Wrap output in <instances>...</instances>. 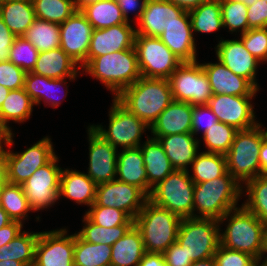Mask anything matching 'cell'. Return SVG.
Wrapping results in <instances>:
<instances>
[{
  "instance_id": "cell-1",
  "label": "cell",
  "mask_w": 267,
  "mask_h": 266,
  "mask_svg": "<svg viewBox=\"0 0 267 266\" xmlns=\"http://www.w3.org/2000/svg\"><path fill=\"white\" fill-rule=\"evenodd\" d=\"M116 99L149 127L174 101L169 80L142 76L125 88Z\"/></svg>"
},
{
  "instance_id": "cell-2",
  "label": "cell",
  "mask_w": 267,
  "mask_h": 266,
  "mask_svg": "<svg viewBox=\"0 0 267 266\" xmlns=\"http://www.w3.org/2000/svg\"><path fill=\"white\" fill-rule=\"evenodd\" d=\"M225 219H228V225L223 233H219L220 245L248 253L257 260L262 258L266 226L243 205L227 212L218 222L223 223Z\"/></svg>"
},
{
  "instance_id": "cell-3",
  "label": "cell",
  "mask_w": 267,
  "mask_h": 266,
  "mask_svg": "<svg viewBox=\"0 0 267 266\" xmlns=\"http://www.w3.org/2000/svg\"><path fill=\"white\" fill-rule=\"evenodd\" d=\"M242 186L228 171L219 178L195 184L193 218L221 219L227 212L237 208ZM195 210L200 215H196Z\"/></svg>"
},
{
  "instance_id": "cell-4",
  "label": "cell",
  "mask_w": 267,
  "mask_h": 266,
  "mask_svg": "<svg viewBox=\"0 0 267 266\" xmlns=\"http://www.w3.org/2000/svg\"><path fill=\"white\" fill-rule=\"evenodd\" d=\"M82 70L114 92L115 98L141 77L134 47L94 57Z\"/></svg>"
},
{
  "instance_id": "cell-5",
  "label": "cell",
  "mask_w": 267,
  "mask_h": 266,
  "mask_svg": "<svg viewBox=\"0 0 267 266\" xmlns=\"http://www.w3.org/2000/svg\"><path fill=\"white\" fill-rule=\"evenodd\" d=\"M181 220L176 214L147 200L134 219L145 252L163 253L176 242Z\"/></svg>"
},
{
  "instance_id": "cell-6",
  "label": "cell",
  "mask_w": 267,
  "mask_h": 266,
  "mask_svg": "<svg viewBox=\"0 0 267 266\" xmlns=\"http://www.w3.org/2000/svg\"><path fill=\"white\" fill-rule=\"evenodd\" d=\"M267 129L262 124L247 130H239L230 150L225 154L227 171L241 185L260 176L259 155Z\"/></svg>"
},
{
  "instance_id": "cell-7",
  "label": "cell",
  "mask_w": 267,
  "mask_h": 266,
  "mask_svg": "<svg viewBox=\"0 0 267 266\" xmlns=\"http://www.w3.org/2000/svg\"><path fill=\"white\" fill-rule=\"evenodd\" d=\"M194 187L189 170H174L152 188L148 200L181 219L193 218Z\"/></svg>"
},
{
  "instance_id": "cell-8",
  "label": "cell",
  "mask_w": 267,
  "mask_h": 266,
  "mask_svg": "<svg viewBox=\"0 0 267 266\" xmlns=\"http://www.w3.org/2000/svg\"><path fill=\"white\" fill-rule=\"evenodd\" d=\"M219 225L215 219H182L177 242L193 262L212 258L220 244Z\"/></svg>"
},
{
  "instance_id": "cell-9",
  "label": "cell",
  "mask_w": 267,
  "mask_h": 266,
  "mask_svg": "<svg viewBox=\"0 0 267 266\" xmlns=\"http://www.w3.org/2000/svg\"><path fill=\"white\" fill-rule=\"evenodd\" d=\"M169 83L174 101L191 105H207L213 92L207 75L197 61L182 62L170 75Z\"/></svg>"
},
{
  "instance_id": "cell-10",
  "label": "cell",
  "mask_w": 267,
  "mask_h": 266,
  "mask_svg": "<svg viewBox=\"0 0 267 266\" xmlns=\"http://www.w3.org/2000/svg\"><path fill=\"white\" fill-rule=\"evenodd\" d=\"M91 126L116 149L119 146L123 149L141 146L142 133L145 132V129H150L143 120L131 113L115 97L109 111L108 130L104 129L102 125Z\"/></svg>"
},
{
  "instance_id": "cell-11",
  "label": "cell",
  "mask_w": 267,
  "mask_h": 266,
  "mask_svg": "<svg viewBox=\"0 0 267 266\" xmlns=\"http://www.w3.org/2000/svg\"><path fill=\"white\" fill-rule=\"evenodd\" d=\"M134 48L142 77L168 80L182 63L158 37L136 34Z\"/></svg>"
},
{
  "instance_id": "cell-12",
  "label": "cell",
  "mask_w": 267,
  "mask_h": 266,
  "mask_svg": "<svg viewBox=\"0 0 267 266\" xmlns=\"http://www.w3.org/2000/svg\"><path fill=\"white\" fill-rule=\"evenodd\" d=\"M57 155L46 165L37 169L22 184L24 195L33 211L45 209L55 204L59 197L62 169L56 164Z\"/></svg>"
},
{
  "instance_id": "cell-13",
  "label": "cell",
  "mask_w": 267,
  "mask_h": 266,
  "mask_svg": "<svg viewBox=\"0 0 267 266\" xmlns=\"http://www.w3.org/2000/svg\"><path fill=\"white\" fill-rule=\"evenodd\" d=\"M56 156L51 139L44 137L21 153L7 151L8 182L22 185Z\"/></svg>"
},
{
  "instance_id": "cell-14",
  "label": "cell",
  "mask_w": 267,
  "mask_h": 266,
  "mask_svg": "<svg viewBox=\"0 0 267 266\" xmlns=\"http://www.w3.org/2000/svg\"><path fill=\"white\" fill-rule=\"evenodd\" d=\"M66 229L39 233L34 266H74L75 234Z\"/></svg>"
},
{
  "instance_id": "cell-15",
  "label": "cell",
  "mask_w": 267,
  "mask_h": 266,
  "mask_svg": "<svg viewBox=\"0 0 267 266\" xmlns=\"http://www.w3.org/2000/svg\"><path fill=\"white\" fill-rule=\"evenodd\" d=\"M147 200L148 196L140 188L114 179L97 185L92 206L114 207L135 219Z\"/></svg>"
},
{
  "instance_id": "cell-16",
  "label": "cell",
  "mask_w": 267,
  "mask_h": 266,
  "mask_svg": "<svg viewBox=\"0 0 267 266\" xmlns=\"http://www.w3.org/2000/svg\"><path fill=\"white\" fill-rule=\"evenodd\" d=\"M92 31V25L80 10L60 24V48L77 64L79 63L81 68L88 63Z\"/></svg>"
},
{
  "instance_id": "cell-17",
  "label": "cell",
  "mask_w": 267,
  "mask_h": 266,
  "mask_svg": "<svg viewBox=\"0 0 267 266\" xmlns=\"http://www.w3.org/2000/svg\"><path fill=\"white\" fill-rule=\"evenodd\" d=\"M254 96L213 95L207 106L218 121L233 126L238 131L255 127V112L251 100Z\"/></svg>"
},
{
  "instance_id": "cell-18",
  "label": "cell",
  "mask_w": 267,
  "mask_h": 266,
  "mask_svg": "<svg viewBox=\"0 0 267 266\" xmlns=\"http://www.w3.org/2000/svg\"><path fill=\"white\" fill-rule=\"evenodd\" d=\"M89 168L87 176L97 185L116 179L117 149L100 136L92 126L88 128Z\"/></svg>"
},
{
  "instance_id": "cell-19",
  "label": "cell",
  "mask_w": 267,
  "mask_h": 266,
  "mask_svg": "<svg viewBox=\"0 0 267 266\" xmlns=\"http://www.w3.org/2000/svg\"><path fill=\"white\" fill-rule=\"evenodd\" d=\"M185 10L167 0H147L145 10L137 22V35L160 37L163 31L173 23H181V14Z\"/></svg>"
},
{
  "instance_id": "cell-20",
  "label": "cell",
  "mask_w": 267,
  "mask_h": 266,
  "mask_svg": "<svg viewBox=\"0 0 267 266\" xmlns=\"http://www.w3.org/2000/svg\"><path fill=\"white\" fill-rule=\"evenodd\" d=\"M218 60L234 74L247 79L256 89V69L260 63L245 48L241 40H220L216 46Z\"/></svg>"
},
{
  "instance_id": "cell-21",
  "label": "cell",
  "mask_w": 267,
  "mask_h": 266,
  "mask_svg": "<svg viewBox=\"0 0 267 266\" xmlns=\"http://www.w3.org/2000/svg\"><path fill=\"white\" fill-rule=\"evenodd\" d=\"M130 24H119L102 29H93L88 50V62L103 56L134 47L136 29Z\"/></svg>"
},
{
  "instance_id": "cell-22",
  "label": "cell",
  "mask_w": 267,
  "mask_h": 266,
  "mask_svg": "<svg viewBox=\"0 0 267 266\" xmlns=\"http://www.w3.org/2000/svg\"><path fill=\"white\" fill-rule=\"evenodd\" d=\"M202 67L209 80L213 95L255 96L256 89L247 79L234 74L219 60Z\"/></svg>"
},
{
  "instance_id": "cell-23",
  "label": "cell",
  "mask_w": 267,
  "mask_h": 266,
  "mask_svg": "<svg viewBox=\"0 0 267 266\" xmlns=\"http://www.w3.org/2000/svg\"><path fill=\"white\" fill-rule=\"evenodd\" d=\"M159 39L180 61H197L195 38L193 37L190 16L187 10L181 14V23H173L168 26Z\"/></svg>"
},
{
  "instance_id": "cell-24",
  "label": "cell",
  "mask_w": 267,
  "mask_h": 266,
  "mask_svg": "<svg viewBox=\"0 0 267 266\" xmlns=\"http://www.w3.org/2000/svg\"><path fill=\"white\" fill-rule=\"evenodd\" d=\"M193 105L172 101L150 127L153 138L166 135L192 133Z\"/></svg>"
},
{
  "instance_id": "cell-25",
  "label": "cell",
  "mask_w": 267,
  "mask_h": 266,
  "mask_svg": "<svg viewBox=\"0 0 267 266\" xmlns=\"http://www.w3.org/2000/svg\"><path fill=\"white\" fill-rule=\"evenodd\" d=\"M117 180L140 188L149 196L152 188L148 185L142 150L139 147L123 149L117 154Z\"/></svg>"
},
{
  "instance_id": "cell-26",
  "label": "cell",
  "mask_w": 267,
  "mask_h": 266,
  "mask_svg": "<svg viewBox=\"0 0 267 266\" xmlns=\"http://www.w3.org/2000/svg\"><path fill=\"white\" fill-rule=\"evenodd\" d=\"M158 141L174 169L188 171L187 165L194 161L200 140L195 139L192 133H182L162 136Z\"/></svg>"
},
{
  "instance_id": "cell-27",
  "label": "cell",
  "mask_w": 267,
  "mask_h": 266,
  "mask_svg": "<svg viewBox=\"0 0 267 266\" xmlns=\"http://www.w3.org/2000/svg\"><path fill=\"white\" fill-rule=\"evenodd\" d=\"M68 56L60 47L47 52H39L33 73L52 79L76 78L81 66Z\"/></svg>"
},
{
  "instance_id": "cell-28",
  "label": "cell",
  "mask_w": 267,
  "mask_h": 266,
  "mask_svg": "<svg viewBox=\"0 0 267 266\" xmlns=\"http://www.w3.org/2000/svg\"><path fill=\"white\" fill-rule=\"evenodd\" d=\"M97 184L87 173L65 169L61 171L59 197L76 201L77 204L92 206L95 203Z\"/></svg>"
},
{
  "instance_id": "cell-29",
  "label": "cell",
  "mask_w": 267,
  "mask_h": 266,
  "mask_svg": "<svg viewBox=\"0 0 267 266\" xmlns=\"http://www.w3.org/2000/svg\"><path fill=\"white\" fill-rule=\"evenodd\" d=\"M143 144L140 148L143 154L148 185L153 188L175 169L158 139L147 137V141Z\"/></svg>"
},
{
  "instance_id": "cell-30",
  "label": "cell",
  "mask_w": 267,
  "mask_h": 266,
  "mask_svg": "<svg viewBox=\"0 0 267 266\" xmlns=\"http://www.w3.org/2000/svg\"><path fill=\"white\" fill-rule=\"evenodd\" d=\"M111 247V266H139L145 254L141 233L135 225Z\"/></svg>"
},
{
  "instance_id": "cell-31",
  "label": "cell",
  "mask_w": 267,
  "mask_h": 266,
  "mask_svg": "<svg viewBox=\"0 0 267 266\" xmlns=\"http://www.w3.org/2000/svg\"><path fill=\"white\" fill-rule=\"evenodd\" d=\"M0 17L16 37H21L36 19L33 2L12 0L0 3Z\"/></svg>"
},
{
  "instance_id": "cell-32",
  "label": "cell",
  "mask_w": 267,
  "mask_h": 266,
  "mask_svg": "<svg viewBox=\"0 0 267 266\" xmlns=\"http://www.w3.org/2000/svg\"><path fill=\"white\" fill-rule=\"evenodd\" d=\"M34 105V102L24 88L10 90L0 108L1 126L12 133L11 127H9L7 123H9L10 120L21 123L29 119Z\"/></svg>"
},
{
  "instance_id": "cell-33",
  "label": "cell",
  "mask_w": 267,
  "mask_h": 266,
  "mask_svg": "<svg viewBox=\"0 0 267 266\" xmlns=\"http://www.w3.org/2000/svg\"><path fill=\"white\" fill-rule=\"evenodd\" d=\"M93 29H102L119 24H129L124 19L115 0H98L80 10Z\"/></svg>"
},
{
  "instance_id": "cell-34",
  "label": "cell",
  "mask_w": 267,
  "mask_h": 266,
  "mask_svg": "<svg viewBox=\"0 0 267 266\" xmlns=\"http://www.w3.org/2000/svg\"><path fill=\"white\" fill-rule=\"evenodd\" d=\"M191 165L190 178L195 184L219 178L227 172L226 156L220 153L198 152Z\"/></svg>"
},
{
  "instance_id": "cell-35",
  "label": "cell",
  "mask_w": 267,
  "mask_h": 266,
  "mask_svg": "<svg viewBox=\"0 0 267 266\" xmlns=\"http://www.w3.org/2000/svg\"><path fill=\"white\" fill-rule=\"evenodd\" d=\"M188 12L193 32L211 33L223 28L219 0H207Z\"/></svg>"
},
{
  "instance_id": "cell-36",
  "label": "cell",
  "mask_w": 267,
  "mask_h": 266,
  "mask_svg": "<svg viewBox=\"0 0 267 266\" xmlns=\"http://www.w3.org/2000/svg\"><path fill=\"white\" fill-rule=\"evenodd\" d=\"M112 247L82 240L75 233L74 266H111Z\"/></svg>"
},
{
  "instance_id": "cell-37",
  "label": "cell",
  "mask_w": 267,
  "mask_h": 266,
  "mask_svg": "<svg viewBox=\"0 0 267 266\" xmlns=\"http://www.w3.org/2000/svg\"><path fill=\"white\" fill-rule=\"evenodd\" d=\"M62 83L67 84L65 78L52 79L33 72H26L24 89L35 105H39L41 99H43L44 102L46 100L45 103H50L49 105L54 108L59 106L60 102L58 99L56 101V96L54 95V97L52 94L57 87L63 85Z\"/></svg>"
},
{
  "instance_id": "cell-38",
  "label": "cell",
  "mask_w": 267,
  "mask_h": 266,
  "mask_svg": "<svg viewBox=\"0 0 267 266\" xmlns=\"http://www.w3.org/2000/svg\"><path fill=\"white\" fill-rule=\"evenodd\" d=\"M23 37L39 52H47L60 47V24L35 19Z\"/></svg>"
},
{
  "instance_id": "cell-39",
  "label": "cell",
  "mask_w": 267,
  "mask_h": 266,
  "mask_svg": "<svg viewBox=\"0 0 267 266\" xmlns=\"http://www.w3.org/2000/svg\"><path fill=\"white\" fill-rule=\"evenodd\" d=\"M0 206L7 212L13 221L22 222L28 212L33 209L29 206L21 185L5 183L0 194ZM22 219V220H21Z\"/></svg>"
},
{
  "instance_id": "cell-40",
  "label": "cell",
  "mask_w": 267,
  "mask_h": 266,
  "mask_svg": "<svg viewBox=\"0 0 267 266\" xmlns=\"http://www.w3.org/2000/svg\"><path fill=\"white\" fill-rule=\"evenodd\" d=\"M248 199L242 204L267 226V178L257 176L245 183Z\"/></svg>"
},
{
  "instance_id": "cell-41",
  "label": "cell",
  "mask_w": 267,
  "mask_h": 266,
  "mask_svg": "<svg viewBox=\"0 0 267 266\" xmlns=\"http://www.w3.org/2000/svg\"><path fill=\"white\" fill-rule=\"evenodd\" d=\"M85 226L76 233L82 240L93 244H107L112 246L117 242L133 225H119L104 227L91 222L85 215L83 218Z\"/></svg>"
},
{
  "instance_id": "cell-42",
  "label": "cell",
  "mask_w": 267,
  "mask_h": 266,
  "mask_svg": "<svg viewBox=\"0 0 267 266\" xmlns=\"http://www.w3.org/2000/svg\"><path fill=\"white\" fill-rule=\"evenodd\" d=\"M35 17L62 24L77 11L74 0H32Z\"/></svg>"
},
{
  "instance_id": "cell-43",
  "label": "cell",
  "mask_w": 267,
  "mask_h": 266,
  "mask_svg": "<svg viewBox=\"0 0 267 266\" xmlns=\"http://www.w3.org/2000/svg\"><path fill=\"white\" fill-rule=\"evenodd\" d=\"M238 132L233 126L217 122L209 130L203 133V140L208 149L206 152L226 154Z\"/></svg>"
},
{
  "instance_id": "cell-44",
  "label": "cell",
  "mask_w": 267,
  "mask_h": 266,
  "mask_svg": "<svg viewBox=\"0 0 267 266\" xmlns=\"http://www.w3.org/2000/svg\"><path fill=\"white\" fill-rule=\"evenodd\" d=\"M40 232L22 231L8 243L11 260L24 263L26 266H34L35 246Z\"/></svg>"
},
{
  "instance_id": "cell-45",
  "label": "cell",
  "mask_w": 267,
  "mask_h": 266,
  "mask_svg": "<svg viewBox=\"0 0 267 266\" xmlns=\"http://www.w3.org/2000/svg\"><path fill=\"white\" fill-rule=\"evenodd\" d=\"M85 216L94 224L104 227L134 225V219L126 212L109 206H91Z\"/></svg>"
},
{
  "instance_id": "cell-46",
  "label": "cell",
  "mask_w": 267,
  "mask_h": 266,
  "mask_svg": "<svg viewBox=\"0 0 267 266\" xmlns=\"http://www.w3.org/2000/svg\"><path fill=\"white\" fill-rule=\"evenodd\" d=\"M223 28L243 34L248 31L247 8L242 2L220 1ZM240 29V30H239Z\"/></svg>"
},
{
  "instance_id": "cell-47",
  "label": "cell",
  "mask_w": 267,
  "mask_h": 266,
  "mask_svg": "<svg viewBox=\"0 0 267 266\" xmlns=\"http://www.w3.org/2000/svg\"><path fill=\"white\" fill-rule=\"evenodd\" d=\"M39 51L23 36L16 37L10 50L9 61L25 72H32L38 59Z\"/></svg>"
},
{
  "instance_id": "cell-48",
  "label": "cell",
  "mask_w": 267,
  "mask_h": 266,
  "mask_svg": "<svg viewBox=\"0 0 267 266\" xmlns=\"http://www.w3.org/2000/svg\"><path fill=\"white\" fill-rule=\"evenodd\" d=\"M240 40L259 62L267 61V28L249 29Z\"/></svg>"
},
{
  "instance_id": "cell-49",
  "label": "cell",
  "mask_w": 267,
  "mask_h": 266,
  "mask_svg": "<svg viewBox=\"0 0 267 266\" xmlns=\"http://www.w3.org/2000/svg\"><path fill=\"white\" fill-rule=\"evenodd\" d=\"M217 266H258L262 258L255 259L250 254L228 249L219 244L214 254Z\"/></svg>"
},
{
  "instance_id": "cell-50",
  "label": "cell",
  "mask_w": 267,
  "mask_h": 266,
  "mask_svg": "<svg viewBox=\"0 0 267 266\" xmlns=\"http://www.w3.org/2000/svg\"><path fill=\"white\" fill-rule=\"evenodd\" d=\"M26 72L10 61L0 62V85L10 90L24 88Z\"/></svg>"
},
{
  "instance_id": "cell-51",
  "label": "cell",
  "mask_w": 267,
  "mask_h": 266,
  "mask_svg": "<svg viewBox=\"0 0 267 266\" xmlns=\"http://www.w3.org/2000/svg\"><path fill=\"white\" fill-rule=\"evenodd\" d=\"M205 121V123H204ZM218 121L212 110L207 105H194L192 112V134L196 135L203 130L205 133ZM204 126V128H203Z\"/></svg>"
},
{
  "instance_id": "cell-52",
  "label": "cell",
  "mask_w": 267,
  "mask_h": 266,
  "mask_svg": "<svg viewBox=\"0 0 267 266\" xmlns=\"http://www.w3.org/2000/svg\"><path fill=\"white\" fill-rule=\"evenodd\" d=\"M248 30L257 28H267V2L257 0L247 8Z\"/></svg>"
},
{
  "instance_id": "cell-53",
  "label": "cell",
  "mask_w": 267,
  "mask_h": 266,
  "mask_svg": "<svg viewBox=\"0 0 267 266\" xmlns=\"http://www.w3.org/2000/svg\"><path fill=\"white\" fill-rule=\"evenodd\" d=\"M162 254L166 266H190L193 263L177 241L170 245Z\"/></svg>"
},
{
  "instance_id": "cell-54",
  "label": "cell",
  "mask_w": 267,
  "mask_h": 266,
  "mask_svg": "<svg viewBox=\"0 0 267 266\" xmlns=\"http://www.w3.org/2000/svg\"><path fill=\"white\" fill-rule=\"evenodd\" d=\"M15 39L16 36L0 17V62L9 61L10 50Z\"/></svg>"
},
{
  "instance_id": "cell-55",
  "label": "cell",
  "mask_w": 267,
  "mask_h": 266,
  "mask_svg": "<svg viewBox=\"0 0 267 266\" xmlns=\"http://www.w3.org/2000/svg\"><path fill=\"white\" fill-rule=\"evenodd\" d=\"M116 3L118 4L119 8L121 9L122 15L124 17V19L126 20V22H130L129 21V17H128V12L129 11H136V9L138 10V13H136V20L137 22L140 20L143 11L145 10V6L147 3V0H115Z\"/></svg>"
},
{
  "instance_id": "cell-56",
  "label": "cell",
  "mask_w": 267,
  "mask_h": 266,
  "mask_svg": "<svg viewBox=\"0 0 267 266\" xmlns=\"http://www.w3.org/2000/svg\"><path fill=\"white\" fill-rule=\"evenodd\" d=\"M23 223L18 221H12L8 225L0 229V247L8 244L12 241L19 233L22 232Z\"/></svg>"
},
{
  "instance_id": "cell-57",
  "label": "cell",
  "mask_w": 267,
  "mask_h": 266,
  "mask_svg": "<svg viewBox=\"0 0 267 266\" xmlns=\"http://www.w3.org/2000/svg\"><path fill=\"white\" fill-rule=\"evenodd\" d=\"M139 266H166L162 253L145 252Z\"/></svg>"
},
{
  "instance_id": "cell-58",
  "label": "cell",
  "mask_w": 267,
  "mask_h": 266,
  "mask_svg": "<svg viewBox=\"0 0 267 266\" xmlns=\"http://www.w3.org/2000/svg\"><path fill=\"white\" fill-rule=\"evenodd\" d=\"M260 176L267 171V135L263 138L259 155Z\"/></svg>"
},
{
  "instance_id": "cell-59",
  "label": "cell",
  "mask_w": 267,
  "mask_h": 266,
  "mask_svg": "<svg viewBox=\"0 0 267 266\" xmlns=\"http://www.w3.org/2000/svg\"><path fill=\"white\" fill-rule=\"evenodd\" d=\"M8 182L7 151L0 154V185Z\"/></svg>"
},
{
  "instance_id": "cell-60",
  "label": "cell",
  "mask_w": 267,
  "mask_h": 266,
  "mask_svg": "<svg viewBox=\"0 0 267 266\" xmlns=\"http://www.w3.org/2000/svg\"><path fill=\"white\" fill-rule=\"evenodd\" d=\"M3 142L4 145L11 146L14 143L13 133L4 127H0V154L5 150L2 145Z\"/></svg>"
},
{
  "instance_id": "cell-61",
  "label": "cell",
  "mask_w": 267,
  "mask_h": 266,
  "mask_svg": "<svg viewBox=\"0 0 267 266\" xmlns=\"http://www.w3.org/2000/svg\"><path fill=\"white\" fill-rule=\"evenodd\" d=\"M167 1L173 2L179 7L183 8L184 10L189 11L195 7H198L207 0H167Z\"/></svg>"
},
{
  "instance_id": "cell-62",
  "label": "cell",
  "mask_w": 267,
  "mask_h": 266,
  "mask_svg": "<svg viewBox=\"0 0 267 266\" xmlns=\"http://www.w3.org/2000/svg\"><path fill=\"white\" fill-rule=\"evenodd\" d=\"M12 221L7 212L0 206V229Z\"/></svg>"
},
{
  "instance_id": "cell-63",
  "label": "cell",
  "mask_w": 267,
  "mask_h": 266,
  "mask_svg": "<svg viewBox=\"0 0 267 266\" xmlns=\"http://www.w3.org/2000/svg\"><path fill=\"white\" fill-rule=\"evenodd\" d=\"M190 266H217V264L214 257H212L206 260L195 261Z\"/></svg>"
},
{
  "instance_id": "cell-64",
  "label": "cell",
  "mask_w": 267,
  "mask_h": 266,
  "mask_svg": "<svg viewBox=\"0 0 267 266\" xmlns=\"http://www.w3.org/2000/svg\"><path fill=\"white\" fill-rule=\"evenodd\" d=\"M8 244L3 245L0 247V261H9L11 260L9 255Z\"/></svg>"
},
{
  "instance_id": "cell-65",
  "label": "cell",
  "mask_w": 267,
  "mask_h": 266,
  "mask_svg": "<svg viewBox=\"0 0 267 266\" xmlns=\"http://www.w3.org/2000/svg\"><path fill=\"white\" fill-rule=\"evenodd\" d=\"M97 1L98 0H74V5L77 10H81L86 5L97 2Z\"/></svg>"
},
{
  "instance_id": "cell-66",
  "label": "cell",
  "mask_w": 267,
  "mask_h": 266,
  "mask_svg": "<svg viewBox=\"0 0 267 266\" xmlns=\"http://www.w3.org/2000/svg\"><path fill=\"white\" fill-rule=\"evenodd\" d=\"M9 92H10V89L0 85V108L3 102L5 101V99L7 98Z\"/></svg>"
},
{
  "instance_id": "cell-67",
  "label": "cell",
  "mask_w": 267,
  "mask_h": 266,
  "mask_svg": "<svg viewBox=\"0 0 267 266\" xmlns=\"http://www.w3.org/2000/svg\"><path fill=\"white\" fill-rule=\"evenodd\" d=\"M0 266H26L24 263L16 261V260H9V261H0Z\"/></svg>"
},
{
  "instance_id": "cell-68",
  "label": "cell",
  "mask_w": 267,
  "mask_h": 266,
  "mask_svg": "<svg viewBox=\"0 0 267 266\" xmlns=\"http://www.w3.org/2000/svg\"><path fill=\"white\" fill-rule=\"evenodd\" d=\"M219 1H231V2H242L246 6L253 5L257 0H219Z\"/></svg>"
},
{
  "instance_id": "cell-69",
  "label": "cell",
  "mask_w": 267,
  "mask_h": 266,
  "mask_svg": "<svg viewBox=\"0 0 267 266\" xmlns=\"http://www.w3.org/2000/svg\"><path fill=\"white\" fill-rule=\"evenodd\" d=\"M265 253H267V226L265 229Z\"/></svg>"
},
{
  "instance_id": "cell-70",
  "label": "cell",
  "mask_w": 267,
  "mask_h": 266,
  "mask_svg": "<svg viewBox=\"0 0 267 266\" xmlns=\"http://www.w3.org/2000/svg\"><path fill=\"white\" fill-rule=\"evenodd\" d=\"M258 266H267V257L265 258V260L262 262L261 265L258 264Z\"/></svg>"
},
{
  "instance_id": "cell-71",
  "label": "cell",
  "mask_w": 267,
  "mask_h": 266,
  "mask_svg": "<svg viewBox=\"0 0 267 266\" xmlns=\"http://www.w3.org/2000/svg\"><path fill=\"white\" fill-rule=\"evenodd\" d=\"M6 1H12V0H0V3L6 2Z\"/></svg>"
},
{
  "instance_id": "cell-72",
  "label": "cell",
  "mask_w": 267,
  "mask_h": 266,
  "mask_svg": "<svg viewBox=\"0 0 267 266\" xmlns=\"http://www.w3.org/2000/svg\"><path fill=\"white\" fill-rule=\"evenodd\" d=\"M263 176L267 178V171L263 174Z\"/></svg>"
}]
</instances>
